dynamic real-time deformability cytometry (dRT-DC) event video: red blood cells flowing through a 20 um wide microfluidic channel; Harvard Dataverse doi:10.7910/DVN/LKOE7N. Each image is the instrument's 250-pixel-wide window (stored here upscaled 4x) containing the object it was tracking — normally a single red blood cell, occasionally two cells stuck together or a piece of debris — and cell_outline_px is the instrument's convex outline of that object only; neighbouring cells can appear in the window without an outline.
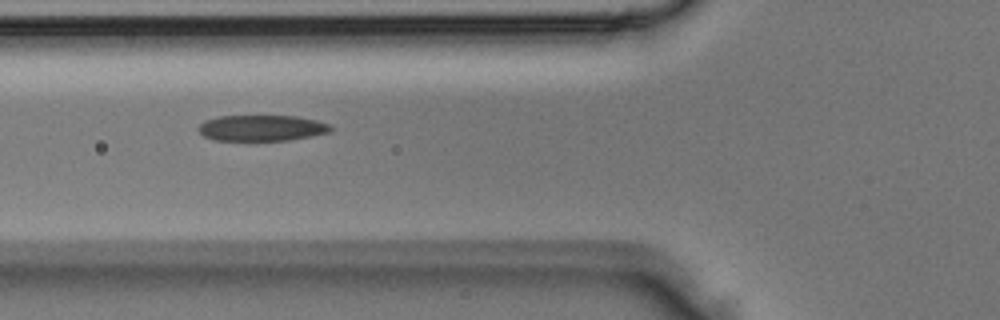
{"species": "Egyptian fruit bat (a non-hibernating species)", "species_latin": "Rousettus aegyptiacus", "temperature_condition": "room temperature", "stored_images_in_passage": 4, "camera_frame_rate_fps": 3000, "um_per_image_px": 0.085, "animal": {"sex": "male"}, "frame": {"image": 1, "passage_image": 4, "time_ms": 1.0, "image_size_px": [1000, 320], "cell_outline_px": [[332, 132], [312, 136], [288, 140], [216, 140], [204, 136], [196, 128], [204, 120], [220, 116], [296, 116], [316, 120], [332, 124]], "centroid_in_image_um": [22.28, 10.87], "position_along_channel_um": 103.5, "area_um2": 20.06}}